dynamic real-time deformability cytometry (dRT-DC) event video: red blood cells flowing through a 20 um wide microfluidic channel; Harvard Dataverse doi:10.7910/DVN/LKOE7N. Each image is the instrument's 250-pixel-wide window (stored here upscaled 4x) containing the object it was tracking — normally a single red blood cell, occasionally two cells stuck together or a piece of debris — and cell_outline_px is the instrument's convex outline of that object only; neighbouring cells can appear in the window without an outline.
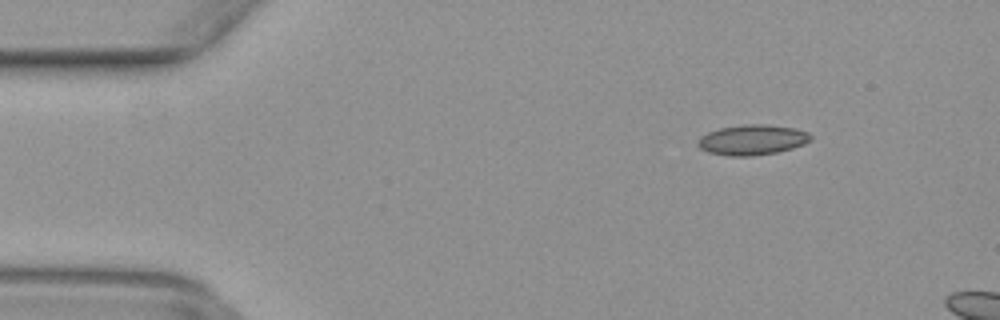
{"species": "common noctule bat (a hibernating species)", "species_latin": "Nyctalus noctula", "temperature_condition": "warm", "stored_images_in_passage": 6, "camera_frame_rate_fps": 3000, "um_per_image_px": 0.085, "animal": {"sex": "female", "body_mass_g": 29.2, "forearm_length_mm": 56.3}, "frame": {"image": 1, "passage_image": 1, "time_ms": 0.0, "image_size_px": [1000, 320], "cell_outline_px": [[812, 140], [804, 144], [792, 148], [776, 152], [752, 156], [728, 156], [708, 152], [700, 148], [696, 144], [696, 140], [700, 136], [708, 132], [720, 128], [744, 124], [764, 124], [796, 128], [808, 132], [812, 136]], "centroid_in_image_um": [63.93, 11.88], "position_along_channel_um": 21.1, "area_um2": 20.06}}